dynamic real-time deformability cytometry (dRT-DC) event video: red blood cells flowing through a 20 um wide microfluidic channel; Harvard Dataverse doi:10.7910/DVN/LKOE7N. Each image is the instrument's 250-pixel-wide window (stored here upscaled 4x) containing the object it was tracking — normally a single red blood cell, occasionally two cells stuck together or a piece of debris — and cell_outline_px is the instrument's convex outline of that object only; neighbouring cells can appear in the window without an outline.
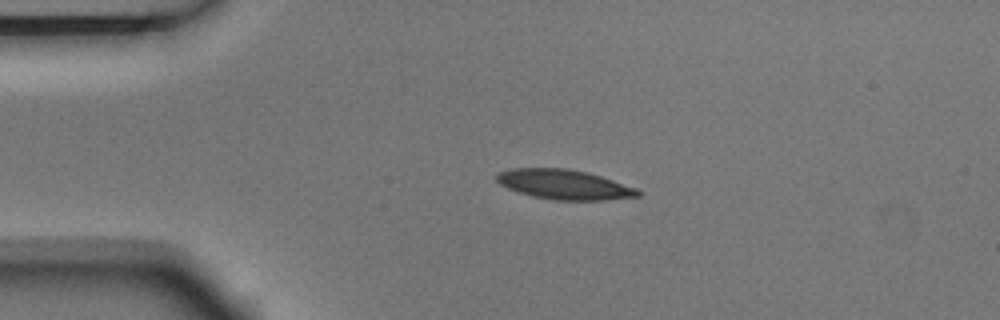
{"species": "Egyptian fruit bat (a non-hibernating species)", "species_latin": "Rousettus aegyptiacus", "temperature_condition": "room temperature", "stored_images_in_passage": 4, "camera_frame_rate_fps": 3000, "um_per_image_px": 0.085, "animal": {"sex": "male"}, "frame": {"image": 1, "passage_image": 3, "time_ms": 0.667, "image_size_px": [1000, 320], "cell_outline_px": [[644, 192], [640, 196], [608, 200], [552, 200], [532, 196], [516, 192], [500, 184], [496, 180], [496, 176], [500, 172], [512, 168], [568, 168], [588, 172], [636, 188]], "centroid_in_image_um": [47.97, 15.69], "position_along_channel_um": 37.0, "area_um2": 24.62}}